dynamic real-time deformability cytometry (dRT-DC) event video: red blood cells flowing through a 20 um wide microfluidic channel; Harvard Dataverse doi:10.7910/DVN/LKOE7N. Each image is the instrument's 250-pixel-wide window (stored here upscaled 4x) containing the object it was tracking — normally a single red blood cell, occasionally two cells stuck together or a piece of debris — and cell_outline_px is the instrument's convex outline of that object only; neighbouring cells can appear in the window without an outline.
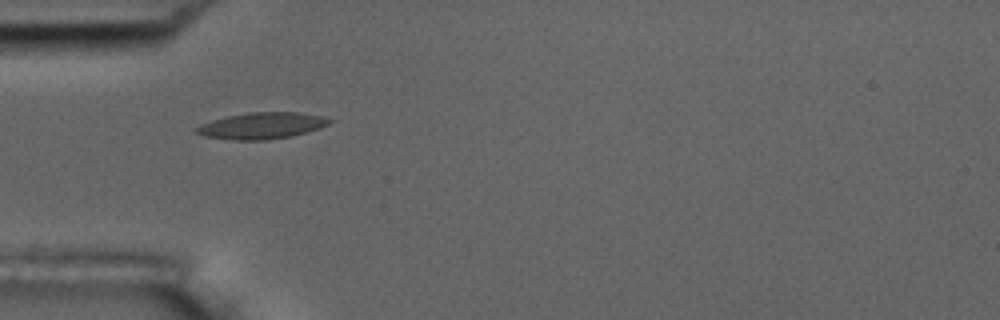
{"species": "common noctule bat (a hibernating species)", "species_latin": "Nyctalus noctula", "temperature_condition": "room temperature", "stored_images_in_passage": 9, "camera_frame_rate_fps": 3000, "um_per_image_px": 0.085, "animal": {"sex": "male", "body_mass_g": 17.5, "forearm_length_mm": 52.3}, "frame": {"image": 1, "passage_image": 3, "time_ms": 2.333, "image_size_px": [1000, 320], "cell_outline_px": [[332, 120], [328, 124], [320, 128], [292, 136], [264, 140], [232, 140], [204, 136], [196, 132], [196, 128], [200, 124], [212, 120], [228, 116], [248, 112], [300, 112], [320, 116]], "centroid_in_image_um": [22.23, 10.68], "position_along_channel_um": 62.8, "area_um2": 20.35}}
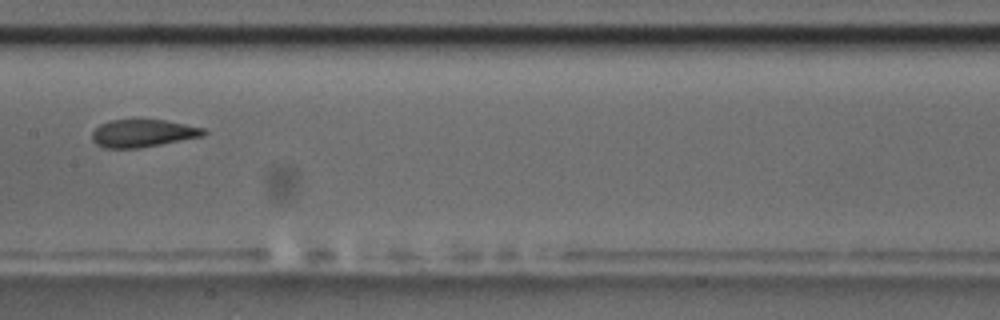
{"frame": {"image": 2, "passage_image": 6, "time_ms": 6.0, "image_size_px": [1000, 320], "cell_outline_px": [[208, 132], [204, 136], [140, 148], [104, 148], [96, 144], [92, 140], [92, 132], [100, 124], [108, 120], [164, 120], [204, 128]], "centroid_in_image_um": [12.13, 11.33], "position_along_channel_um": 195.3, "area_um2": 17.98}}